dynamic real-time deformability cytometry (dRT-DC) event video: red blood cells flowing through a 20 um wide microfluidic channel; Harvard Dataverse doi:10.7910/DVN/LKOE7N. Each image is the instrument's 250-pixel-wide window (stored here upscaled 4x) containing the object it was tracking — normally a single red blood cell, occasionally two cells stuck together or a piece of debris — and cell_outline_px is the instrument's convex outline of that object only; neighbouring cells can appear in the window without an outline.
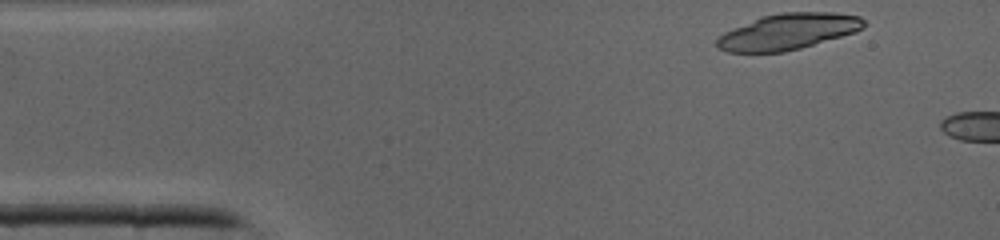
{"species": "common noctule bat (a hibernating species)", "species_latin": "Nyctalus noctula", "temperature_condition": "cold", "stored_images_in_passage": 7, "camera_frame_rate_fps": 3000, "um_per_image_px": 0.085, "animal": {"sex": "male", "body_mass_g": 19.0, "forearm_length_mm": 50.8}, "frame": {"image": 1, "passage_image": 1, "time_ms": 0.0, "image_size_px": [1000, 240], "cell_outline_px": [[864, 28], [856, 32], [800, 48], [784, 52], [728, 52], [716, 48], [716, 40], [724, 32], [764, 16], [784, 12], [832, 12], [860, 16], [864, 20]], "centroid_in_image_um": [67.01, 2.69], "position_along_channel_um": 18.0, "area_um2": 30.52}}